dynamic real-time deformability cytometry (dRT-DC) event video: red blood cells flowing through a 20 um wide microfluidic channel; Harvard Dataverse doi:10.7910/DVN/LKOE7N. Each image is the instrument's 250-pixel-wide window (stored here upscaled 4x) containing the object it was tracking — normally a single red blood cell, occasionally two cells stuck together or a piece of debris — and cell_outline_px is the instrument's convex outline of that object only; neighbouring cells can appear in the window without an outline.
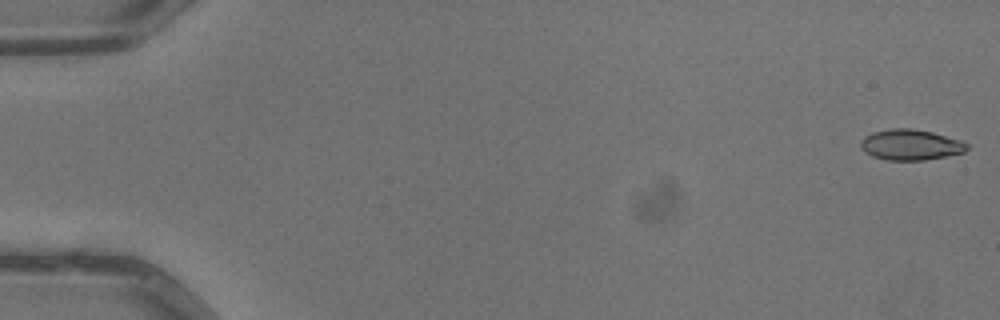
{"species": "common noctule bat (a hibernating species)", "species_latin": "Nyctalus noctula", "temperature_condition": "warm", "stored_images_in_passage": 6, "camera_frame_rate_fps": 3000, "um_per_image_px": 0.085, "animal": {"sex": "male", "body_mass_g": 13.3}, "frame": {"image": 1, "passage_image": 1, "time_ms": 0.0, "image_size_px": [1000, 320], "cell_outline_px": [[968, 148], [964, 152], [924, 160], [888, 160], [872, 156], [864, 152], [860, 148], [860, 140], [864, 136], [872, 132], [888, 128], [912, 128], [932, 132], [960, 140], [968, 144]], "centroid_in_image_um": [77.34, 12.29], "position_along_channel_um": 7.7, "area_um2": 19.07}}
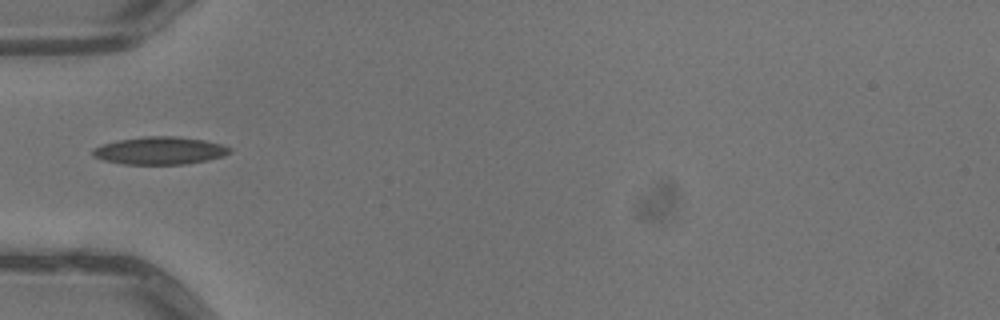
{"frame": {"image": 2, "passage_image": 5, "time_ms": 1.333, "image_size_px": [1000, 320], "cell_outline_px": [[232, 152], [224, 156], [208, 160], [184, 164], [124, 164], [104, 160], [92, 156], [92, 148], [104, 144], [120, 140], [144, 136], [172, 136], [204, 140], [220, 144], [232, 148]], "centroid_in_image_um": [13.6, 12.81], "position_along_channel_um": 71.4, "area_um2": 21.96}}
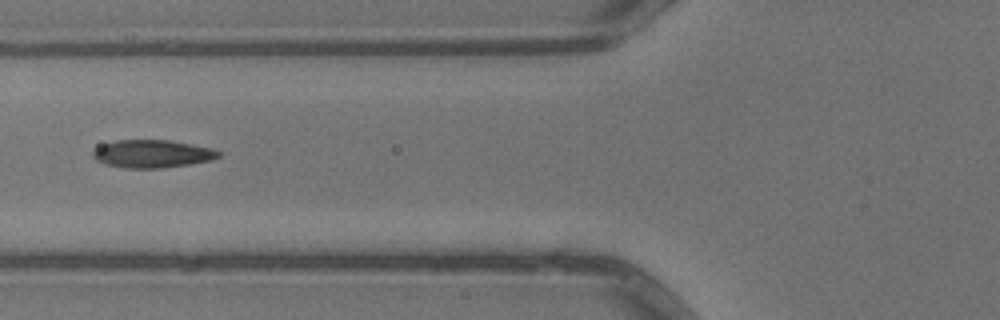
{"frame": {"image": 3, "passage_image": 6, "time_ms": 1.667, "image_size_px": [1000, 320], "cell_outline_px": [[220, 156], [212, 160], [164, 168], [124, 168], [108, 164], [96, 160], [92, 156], [92, 152], [96, 148], [104, 144], [116, 140], [168, 140], [192, 144], [212, 148], [220, 152]], "centroid_in_image_um": [12.95, 13.07], "position_along_channel_um": 112.8, "area_um2": 20.29}}